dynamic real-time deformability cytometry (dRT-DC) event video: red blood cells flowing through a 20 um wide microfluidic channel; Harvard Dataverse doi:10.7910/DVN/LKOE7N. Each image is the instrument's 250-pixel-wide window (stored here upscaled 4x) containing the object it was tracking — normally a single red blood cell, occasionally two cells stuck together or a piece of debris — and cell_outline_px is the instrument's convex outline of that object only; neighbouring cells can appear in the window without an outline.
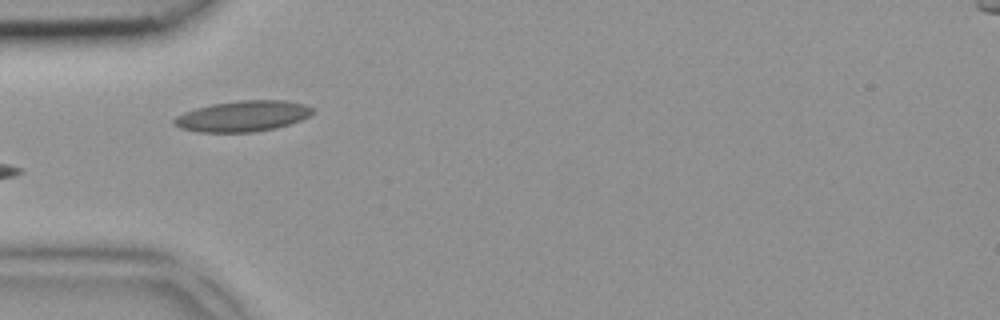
{"species": "common noctule bat (a hibernating species)", "species_latin": "Nyctalus noctula", "temperature_condition": "room temperature", "stored_images_in_passage": 4, "camera_frame_rate_fps": 3000, "um_per_image_px": 0.085, "animal": {"sex": "female", "body_mass_g": 18.4}, "frame": {"image": 1, "passage_image": 3, "time_ms": 0.667, "image_size_px": [1000, 320], "cell_outline_px": [[316, 112], [300, 120], [276, 128], [252, 132], [196, 132], [180, 128], [172, 124], [172, 120], [176, 116], [184, 112], [196, 108], [212, 104], [236, 100], [284, 100], [304, 104], [312, 108]], "centroid_in_image_um": [20.6, 9.87], "position_along_channel_um": 64.4, "area_um2": 24.97}}